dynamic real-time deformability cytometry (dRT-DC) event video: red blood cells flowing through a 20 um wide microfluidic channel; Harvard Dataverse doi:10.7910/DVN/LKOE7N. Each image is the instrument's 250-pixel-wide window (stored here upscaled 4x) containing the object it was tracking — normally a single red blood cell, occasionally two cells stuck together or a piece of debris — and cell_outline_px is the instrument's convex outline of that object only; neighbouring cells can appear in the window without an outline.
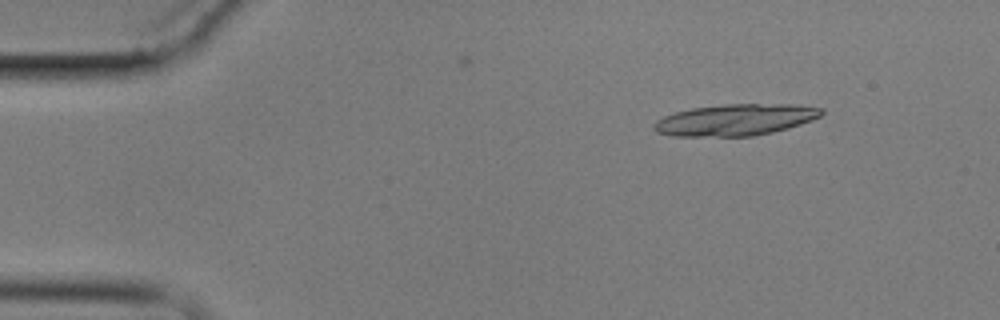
{"species": "common noctule bat (a hibernating species)", "species_latin": "Nyctalus noctula", "temperature_condition": "cold", "stored_images_in_passage": 5, "camera_frame_rate_fps": 3000, "um_per_image_px": 0.085, "animal": {"sex": "male", "body_mass_g": 17.9}, "frame": {"image": 1, "passage_image": 2, "time_ms": 1.333, "image_size_px": [1000, 320], "cell_outline_px": [[824, 112], [820, 116], [812, 120], [788, 128], [772, 132], [752, 136], [672, 136], [656, 132], [652, 128], [652, 124], [656, 120], [664, 116], [676, 112], [692, 108], [724, 104], [792, 104], [824, 108]], "centroid_in_image_um": [62.49, 10.18], "position_along_channel_um": 22.5, "area_um2": 30.81}}